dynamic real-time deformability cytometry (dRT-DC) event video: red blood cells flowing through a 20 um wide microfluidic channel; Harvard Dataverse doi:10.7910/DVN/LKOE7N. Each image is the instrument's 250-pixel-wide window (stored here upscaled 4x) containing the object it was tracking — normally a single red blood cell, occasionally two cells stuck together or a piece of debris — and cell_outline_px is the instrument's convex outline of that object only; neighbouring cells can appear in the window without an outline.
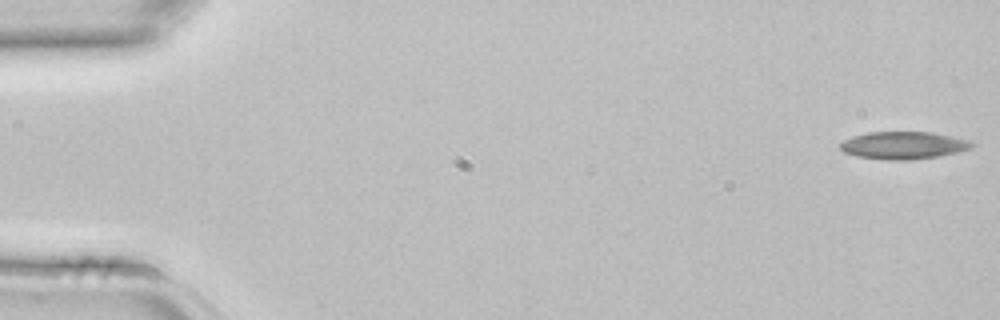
{"species": "common noctule bat (a hibernating species)", "species_latin": "Nyctalus noctula", "temperature_condition": "room temperature", "stored_images_in_passage": 4, "camera_frame_rate_fps": 3000, "um_per_image_px": 0.085, "animal": {"sex": "female", "body_mass_g": 22.7, "forearm_length_mm": 54.2}, "frame": {"image": 1, "passage_image": 1, "time_ms": 0.0, "image_size_px": [1000, 320], "cell_outline_px": [[972, 148], [940, 156], [912, 160], [888, 160], [856, 156], [844, 152], [840, 148], [840, 144], [844, 140], [852, 136], [868, 132], [932, 132], [952, 136], [968, 140], [972, 144]], "centroid_in_image_um": [76.77, 12.35], "position_along_channel_um": 8.2, "area_um2": 21.04}}
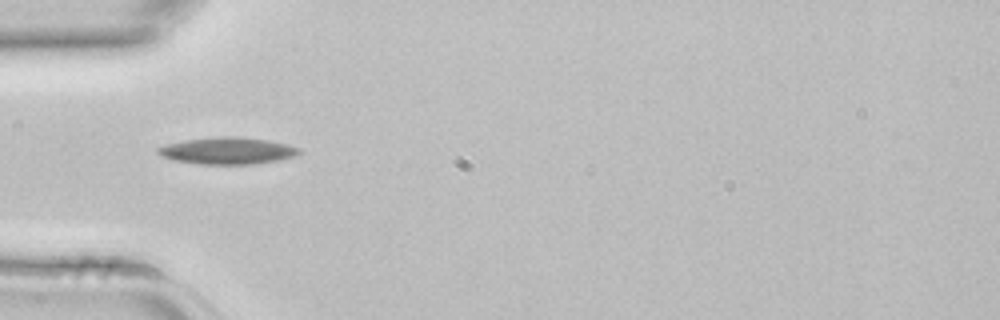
{"frame": {"image": 2, "passage_image": 4, "time_ms": 1.0, "image_size_px": [1000, 320], "cell_outline_px": [[300, 152], [296, 156], [280, 160], [256, 164], [200, 164], [172, 160], [160, 156], [156, 152], [156, 148], [168, 144], [184, 140], [224, 136], [236, 136], [268, 140], [288, 144], [300, 148]], "centroid_in_image_um": [19.34, 12.82], "position_along_channel_um": 65.7, "area_um2": 22.25}}